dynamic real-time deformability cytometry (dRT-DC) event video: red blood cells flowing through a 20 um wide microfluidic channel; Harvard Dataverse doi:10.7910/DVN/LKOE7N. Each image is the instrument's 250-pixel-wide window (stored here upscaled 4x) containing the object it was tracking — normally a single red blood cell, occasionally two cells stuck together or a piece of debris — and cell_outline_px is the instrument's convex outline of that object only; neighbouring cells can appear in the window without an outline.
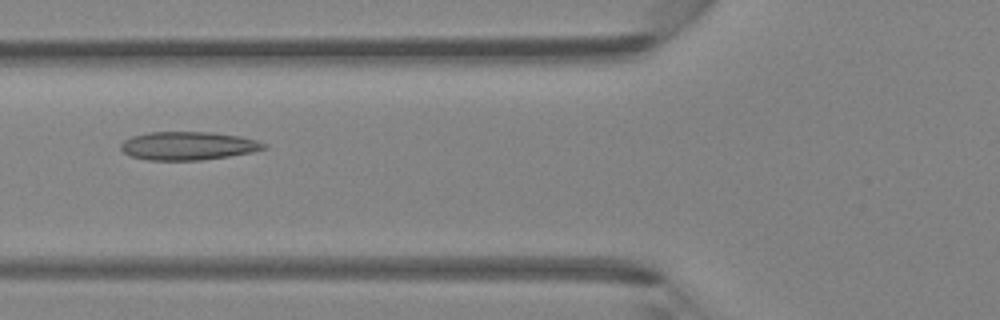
{"species": "Egyptian fruit bat (a non-hibernating species)", "species_latin": "Rousettus aegyptiacus", "temperature_condition": "room temperature", "stored_images_in_passage": 30, "camera_frame_rate_fps": 3000, "um_per_image_px": 0.085, "animal": {"sex": "female"}, "frame": {"image": 1, "passage_image": 5, "time_ms": 1.333, "image_size_px": [1000, 320], "cell_outline_px": [[268, 148], [252, 152], [228, 156], [200, 160], [148, 160], [132, 156], [124, 152], [120, 148], [120, 144], [124, 140], [132, 136], [148, 132], [212, 132], [240, 136], [256, 140], [268, 144]], "centroid_in_image_um": [16.01, 12.39], "position_along_channel_um": 109.8, "area_um2": 23.64}}
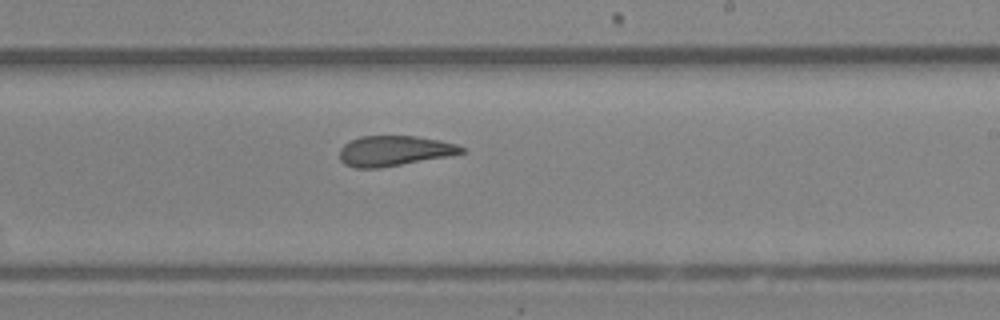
{"frame": {"image": 2, "passage_image": 15, "time_ms": 4.667, "image_size_px": [1000, 320], "cell_outline_px": [[468, 152], [452, 156], [380, 168], [356, 168], [344, 164], [340, 160], [340, 148], [344, 144], [360, 136], [416, 136], [440, 140], [456, 144], [464, 148]], "centroid_in_image_um": [33.55, 12.83], "position_along_channel_um": 255.4, "area_um2": 21.73}}
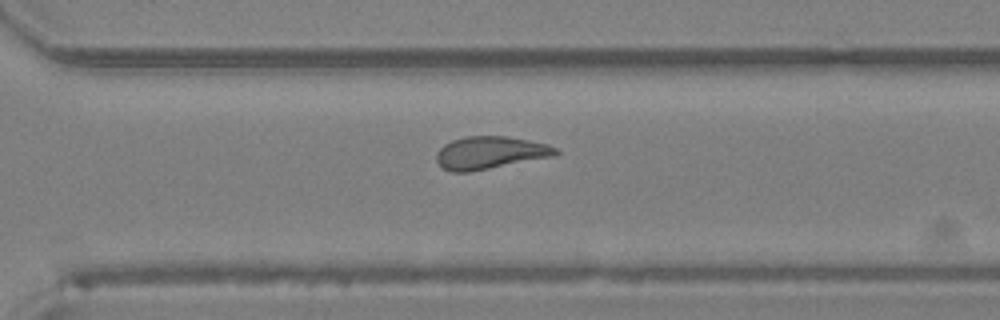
{"frame": {"image": 3, "passage_image": 20, "time_ms": 6.333, "image_size_px": [1000, 320], "cell_outline_px": [[560, 152], [556, 156], [468, 172], [452, 172], [444, 168], [436, 160], [436, 152], [444, 144], [452, 140], [468, 136], [508, 136], [548, 144], [556, 148]], "centroid_in_image_um": [41.67, 12.98], "position_along_channel_um": 328.9, "area_um2": 22.66}}